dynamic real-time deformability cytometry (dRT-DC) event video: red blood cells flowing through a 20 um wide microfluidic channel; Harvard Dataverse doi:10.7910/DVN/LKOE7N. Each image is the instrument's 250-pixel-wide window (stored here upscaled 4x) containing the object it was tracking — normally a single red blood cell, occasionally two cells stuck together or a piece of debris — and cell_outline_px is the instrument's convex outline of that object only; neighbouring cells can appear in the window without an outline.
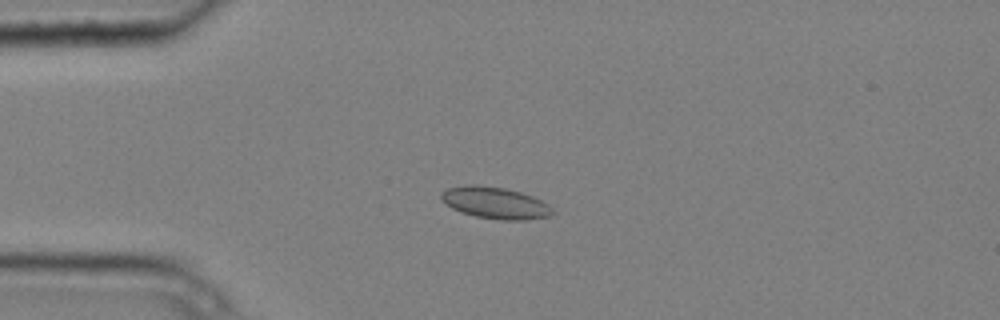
{"species": "common noctule bat (a hibernating species)", "species_latin": "Nyctalus noctula", "temperature_condition": "cold", "stored_images_in_passage": 4, "camera_frame_rate_fps": 3000, "um_per_image_px": 0.085, "animal": {"sex": "male", "body_mass_g": 20.4}, "frame": {"image": 1, "passage_image": 3, "time_ms": 0.667, "image_size_px": [1000, 320], "cell_outline_px": [[556, 212], [548, 216], [524, 220], [500, 220], [476, 216], [460, 212], [452, 208], [440, 200], [440, 192], [448, 188], [468, 184], [476, 184], [504, 188], [520, 192], [532, 196], [548, 204]], "centroid_in_image_um": [42.06, 17.24], "position_along_channel_um": 42.9, "area_um2": 20.63}}